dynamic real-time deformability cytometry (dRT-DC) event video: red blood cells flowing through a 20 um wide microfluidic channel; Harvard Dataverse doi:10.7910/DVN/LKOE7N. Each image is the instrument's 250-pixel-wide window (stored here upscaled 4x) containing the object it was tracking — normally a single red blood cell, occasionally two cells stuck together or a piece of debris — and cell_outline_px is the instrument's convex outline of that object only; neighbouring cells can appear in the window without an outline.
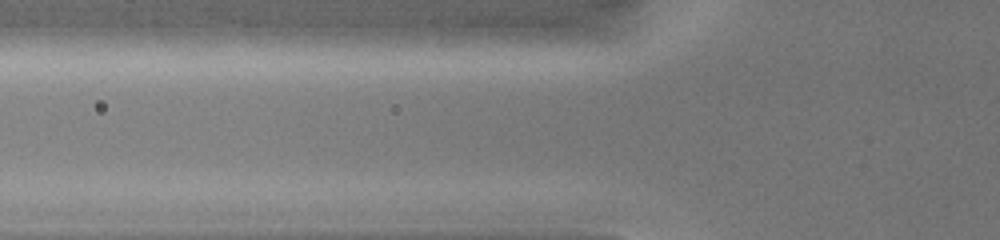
{"species": "common noctule bat (a hibernating species)", "species_latin": "Nyctalus noctula", "temperature_condition": "warm", "stored_images_in_passage": 2, "camera_frame_rate_fps": 3000, "um_per_image_px": 0.085, "animal": {"sex": "female", "body_mass_g": 19.0, "forearm_length_mm": 51.5}, "frame": {"image": 1, "passage_image": 2, "time_ms": 0.333, "image_size_px": [1000, 240], "cell_outline_px": [[636, 28], [624, 36], [604, 44], [536, 52], [404, 52], [396, 48], [396, 44], [408, 32], [472, 24], [580, 24]], "centroid_in_image_um": [43.28, 3.22], "position_along_channel_um": 82.5, "area_um2": 39.13}}